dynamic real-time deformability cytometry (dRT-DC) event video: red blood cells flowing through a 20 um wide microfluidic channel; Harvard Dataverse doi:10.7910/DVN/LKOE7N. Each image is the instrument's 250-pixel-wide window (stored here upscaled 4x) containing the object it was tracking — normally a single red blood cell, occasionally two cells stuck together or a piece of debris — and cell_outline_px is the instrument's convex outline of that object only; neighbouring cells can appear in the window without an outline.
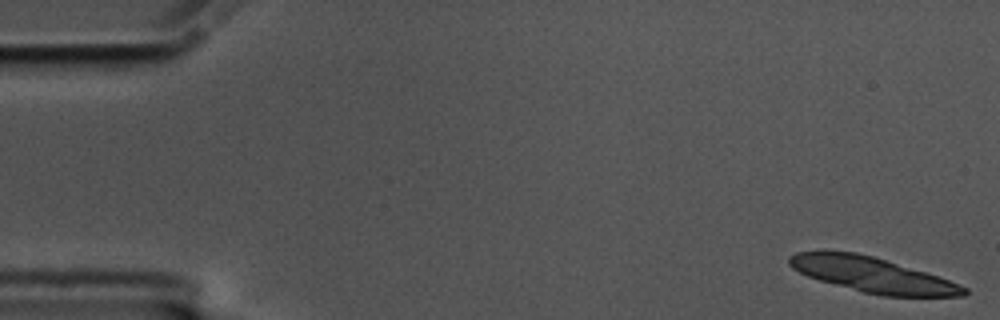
{"species": "common noctule bat (a hibernating species)", "species_latin": "Nyctalus noctula", "temperature_condition": "cold", "stored_images_in_passage": 8, "camera_frame_rate_fps": 3000, "um_per_image_px": 0.085, "animal": {"sex": "male", "body_mass_g": 17.5, "forearm_length_mm": 52.3}, "frame": {"image": 1, "passage_image": 1, "time_ms": 0.0, "image_size_px": [1000, 320], "cell_outline_px": [[968, 292], [964, 296], [884, 296], [864, 292], [820, 280], [808, 276], [792, 268], [788, 264], [788, 256], [796, 252], [856, 252], [872, 256], [924, 272], [960, 284], [968, 288]], "centroid_in_image_um": [74.15, 23.37], "position_along_channel_um": 10.8, "area_um2": 34.91}}